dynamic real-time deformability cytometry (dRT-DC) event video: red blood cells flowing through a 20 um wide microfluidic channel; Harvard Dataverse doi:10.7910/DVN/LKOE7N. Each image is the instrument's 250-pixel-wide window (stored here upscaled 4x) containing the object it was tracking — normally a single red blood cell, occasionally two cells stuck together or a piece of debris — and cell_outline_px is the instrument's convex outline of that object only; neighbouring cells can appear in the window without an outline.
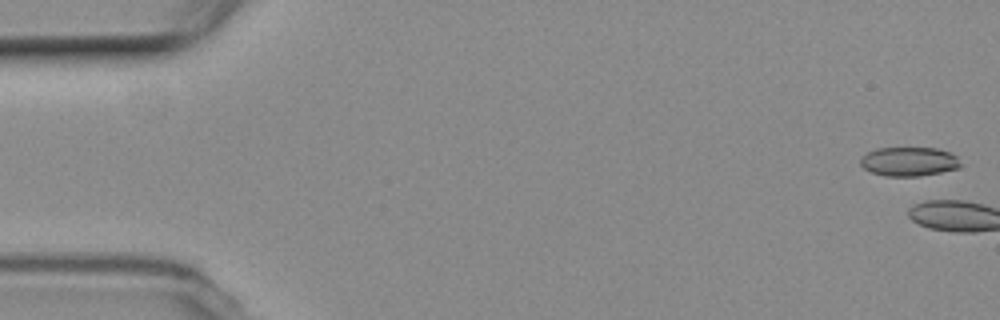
{"species": "common noctule bat (a hibernating species)", "species_latin": "Nyctalus noctula", "temperature_condition": "room temperature", "stored_images_in_passage": 6, "camera_frame_rate_fps": 3000, "um_per_image_px": 0.085, "animal": {"sex": "female", "body_mass_g": 19.3, "forearm_length_mm": 54.1}, "frame": {"image": 1, "passage_image": 1, "time_ms": 0.0, "image_size_px": [1000, 320], "cell_outline_px": [[960, 168], [920, 176], [884, 176], [872, 172], [864, 168], [860, 164], [860, 156], [876, 148], [936, 148], [948, 152], [956, 156], [960, 164]], "centroid_in_image_um": [77.23, 13.73], "position_along_channel_um": 7.8, "area_um2": 16.94}}